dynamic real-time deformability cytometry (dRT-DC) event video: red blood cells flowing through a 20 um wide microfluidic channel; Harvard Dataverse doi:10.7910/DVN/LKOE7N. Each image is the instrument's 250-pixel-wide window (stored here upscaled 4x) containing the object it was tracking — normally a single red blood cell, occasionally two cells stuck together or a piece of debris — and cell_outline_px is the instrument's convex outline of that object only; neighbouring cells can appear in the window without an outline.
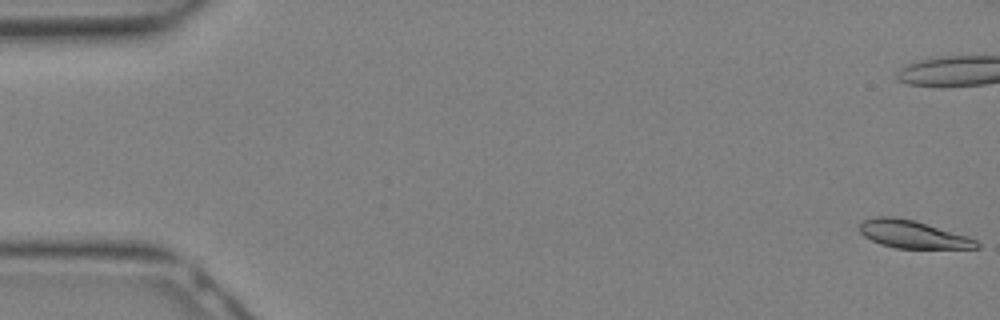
{"species": "Egyptian fruit bat (a non-hibernating species)", "species_latin": "Rousettus aegyptiacus", "temperature_condition": "warm", "stored_images_in_passage": 31, "camera_frame_rate_fps": 3000, "um_per_image_px": 0.085, "animal": {"sex": "female"}, "frame": {"image": 1, "passage_image": 1, "time_ms": 0.0, "image_size_px": [1000, 320], "cell_outline_px": [[980, 248], [896, 248], [880, 244], [864, 236], [860, 232], [860, 224], [864, 220], [872, 216], [892, 216], [916, 220], [968, 236], [976, 240], [980, 244]], "centroid_in_image_um": [77.59, 19.9], "position_along_channel_um": 7.4, "area_um2": 19.02}}